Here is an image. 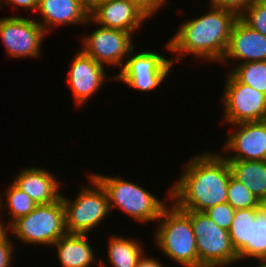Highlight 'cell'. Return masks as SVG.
<instances>
[{
  "label": "cell",
  "mask_w": 266,
  "mask_h": 267,
  "mask_svg": "<svg viewBox=\"0 0 266 267\" xmlns=\"http://www.w3.org/2000/svg\"><path fill=\"white\" fill-rule=\"evenodd\" d=\"M91 175L105 189L110 211L118 208L136 222H143L142 224L157 221L160 218L166 203L142 186L120 177H110L100 173H91Z\"/></svg>",
  "instance_id": "obj_4"
},
{
  "label": "cell",
  "mask_w": 266,
  "mask_h": 267,
  "mask_svg": "<svg viewBox=\"0 0 266 267\" xmlns=\"http://www.w3.org/2000/svg\"><path fill=\"white\" fill-rule=\"evenodd\" d=\"M257 267H266V262H261Z\"/></svg>",
  "instance_id": "obj_35"
},
{
  "label": "cell",
  "mask_w": 266,
  "mask_h": 267,
  "mask_svg": "<svg viewBox=\"0 0 266 267\" xmlns=\"http://www.w3.org/2000/svg\"><path fill=\"white\" fill-rule=\"evenodd\" d=\"M97 28L82 38V51L104 67L113 65L122 68L124 59L134 49L132 33L99 25Z\"/></svg>",
  "instance_id": "obj_11"
},
{
  "label": "cell",
  "mask_w": 266,
  "mask_h": 267,
  "mask_svg": "<svg viewBox=\"0 0 266 267\" xmlns=\"http://www.w3.org/2000/svg\"><path fill=\"white\" fill-rule=\"evenodd\" d=\"M8 235L6 229L0 228V267H10L12 258H14V244Z\"/></svg>",
  "instance_id": "obj_28"
},
{
  "label": "cell",
  "mask_w": 266,
  "mask_h": 267,
  "mask_svg": "<svg viewBox=\"0 0 266 267\" xmlns=\"http://www.w3.org/2000/svg\"><path fill=\"white\" fill-rule=\"evenodd\" d=\"M36 12H40V21H37L44 31L63 25H87L90 22L89 10L84 0H38Z\"/></svg>",
  "instance_id": "obj_16"
},
{
  "label": "cell",
  "mask_w": 266,
  "mask_h": 267,
  "mask_svg": "<svg viewBox=\"0 0 266 267\" xmlns=\"http://www.w3.org/2000/svg\"><path fill=\"white\" fill-rule=\"evenodd\" d=\"M225 82L221 98L224 123L232 125L266 120V94L240 83L230 72Z\"/></svg>",
  "instance_id": "obj_8"
},
{
  "label": "cell",
  "mask_w": 266,
  "mask_h": 267,
  "mask_svg": "<svg viewBox=\"0 0 266 267\" xmlns=\"http://www.w3.org/2000/svg\"><path fill=\"white\" fill-rule=\"evenodd\" d=\"M266 61V37L251 29L240 18L232 26L229 43L221 62ZM241 60V61H239Z\"/></svg>",
  "instance_id": "obj_15"
},
{
  "label": "cell",
  "mask_w": 266,
  "mask_h": 267,
  "mask_svg": "<svg viewBox=\"0 0 266 267\" xmlns=\"http://www.w3.org/2000/svg\"><path fill=\"white\" fill-rule=\"evenodd\" d=\"M227 202L235 209L259 207V199L240 181L230 175L227 187Z\"/></svg>",
  "instance_id": "obj_25"
},
{
  "label": "cell",
  "mask_w": 266,
  "mask_h": 267,
  "mask_svg": "<svg viewBox=\"0 0 266 267\" xmlns=\"http://www.w3.org/2000/svg\"><path fill=\"white\" fill-rule=\"evenodd\" d=\"M4 196L6 198L5 203L4 201H2V198H1L2 195L0 192V212L3 211L4 208L7 207L8 210L6 211H8L10 217L8 218L9 223L8 222L4 223L3 220L0 219V228L2 229H6L14 220L28 215L37 206V204L33 201V199H31L29 195H27L14 183L12 184L10 183L3 197Z\"/></svg>",
  "instance_id": "obj_22"
},
{
  "label": "cell",
  "mask_w": 266,
  "mask_h": 267,
  "mask_svg": "<svg viewBox=\"0 0 266 267\" xmlns=\"http://www.w3.org/2000/svg\"><path fill=\"white\" fill-rule=\"evenodd\" d=\"M46 35L37 20L18 15L0 18V38L11 58L40 57Z\"/></svg>",
  "instance_id": "obj_10"
},
{
  "label": "cell",
  "mask_w": 266,
  "mask_h": 267,
  "mask_svg": "<svg viewBox=\"0 0 266 267\" xmlns=\"http://www.w3.org/2000/svg\"><path fill=\"white\" fill-rule=\"evenodd\" d=\"M229 72L240 82L266 94V61L236 64Z\"/></svg>",
  "instance_id": "obj_24"
},
{
  "label": "cell",
  "mask_w": 266,
  "mask_h": 267,
  "mask_svg": "<svg viewBox=\"0 0 266 267\" xmlns=\"http://www.w3.org/2000/svg\"><path fill=\"white\" fill-rule=\"evenodd\" d=\"M256 217V207L235 210L234 219L229 229L232 246L238 254L239 261L248 258V241H250L251 218Z\"/></svg>",
  "instance_id": "obj_21"
},
{
  "label": "cell",
  "mask_w": 266,
  "mask_h": 267,
  "mask_svg": "<svg viewBox=\"0 0 266 267\" xmlns=\"http://www.w3.org/2000/svg\"><path fill=\"white\" fill-rule=\"evenodd\" d=\"M190 220L196 236L199 267H228L239 262L228 230L219 227L204 212L190 211Z\"/></svg>",
  "instance_id": "obj_7"
},
{
  "label": "cell",
  "mask_w": 266,
  "mask_h": 267,
  "mask_svg": "<svg viewBox=\"0 0 266 267\" xmlns=\"http://www.w3.org/2000/svg\"><path fill=\"white\" fill-rule=\"evenodd\" d=\"M67 72V83L72 90L76 105L82 106L103 86L108 76L104 66L86 55L82 50L76 52Z\"/></svg>",
  "instance_id": "obj_13"
},
{
  "label": "cell",
  "mask_w": 266,
  "mask_h": 267,
  "mask_svg": "<svg viewBox=\"0 0 266 267\" xmlns=\"http://www.w3.org/2000/svg\"><path fill=\"white\" fill-rule=\"evenodd\" d=\"M13 183L24 191L37 205L50 204L61 197L60 181L44 168L28 167L15 176Z\"/></svg>",
  "instance_id": "obj_17"
},
{
  "label": "cell",
  "mask_w": 266,
  "mask_h": 267,
  "mask_svg": "<svg viewBox=\"0 0 266 267\" xmlns=\"http://www.w3.org/2000/svg\"><path fill=\"white\" fill-rule=\"evenodd\" d=\"M142 9L149 17L158 12L166 3L167 0H130Z\"/></svg>",
  "instance_id": "obj_30"
},
{
  "label": "cell",
  "mask_w": 266,
  "mask_h": 267,
  "mask_svg": "<svg viewBox=\"0 0 266 267\" xmlns=\"http://www.w3.org/2000/svg\"><path fill=\"white\" fill-rule=\"evenodd\" d=\"M260 207L266 211V197L260 201Z\"/></svg>",
  "instance_id": "obj_34"
},
{
  "label": "cell",
  "mask_w": 266,
  "mask_h": 267,
  "mask_svg": "<svg viewBox=\"0 0 266 267\" xmlns=\"http://www.w3.org/2000/svg\"><path fill=\"white\" fill-rule=\"evenodd\" d=\"M231 175L261 201L266 197V160H227Z\"/></svg>",
  "instance_id": "obj_19"
},
{
  "label": "cell",
  "mask_w": 266,
  "mask_h": 267,
  "mask_svg": "<svg viewBox=\"0 0 266 267\" xmlns=\"http://www.w3.org/2000/svg\"><path fill=\"white\" fill-rule=\"evenodd\" d=\"M133 51L125 59L122 70L114 75L113 81H124L130 88L141 92L156 89L166 79L175 61L154 51L136 54Z\"/></svg>",
  "instance_id": "obj_9"
},
{
  "label": "cell",
  "mask_w": 266,
  "mask_h": 267,
  "mask_svg": "<svg viewBox=\"0 0 266 267\" xmlns=\"http://www.w3.org/2000/svg\"><path fill=\"white\" fill-rule=\"evenodd\" d=\"M208 8L209 11L202 16L181 23L166 43L167 50L177 55L174 60L193 54L195 59L221 62L232 26L239 17L230 10L210 5Z\"/></svg>",
  "instance_id": "obj_2"
},
{
  "label": "cell",
  "mask_w": 266,
  "mask_h": 267,
  "mask_svg": "<svg viewBox=\"0 0 266 267\" xmlns=\"http://www.w3.org/2000/svg\"><path fill=\"white\" fill-rule=\"evenodd\" d=\"M87 178L91 186L83 184L74 200L61 193L67 233L87 234L111 214L105 189L91 174Z\"/></svg>",
  "instance_id": "obj_5"
},
{
  "label": "cell",
  "mask_w": 266,
  "mask_h": 267,
  "mask_svg": "<svg viewBox=\"0 0 266 267\" xmlns=\"http://www.w3.org/2000/svg\"><path fill=\"white\" fill-rule=\"evenodd\" d=\"M204 213L219 227L229 231L234 219L235 209L228 202H225L210 207Z\"/></svg>",
  "instance_id": "obj_27"
},
{
  "label": "cell",
  "mask_w": 266,
  "mask_h": 267,
  "mask_svg": "<svg viewBox=\"0 0 266 267\" xmlns=\"http://www.w3.org/2000/svg\"><path fill=\"white\" fill-rule=\"evenodd\" d=\"M163 208L155 232L156 246L172 261L183 267H199L196 236L192 229L190 211L173 202Z\"/></svg>",
  "instance_id": "obj_3"
},
{
  "label": "cell",
  "mask_w": 266,
  "mask_h": 267,
  "mask_svg": "<svg viewBox=\"0 0 266 267\" xmlns=\"http://www.w3.org/2000/svg\"><path fill=\"white\" fill-rule=\"evenodd\" d=\"M103 1H107V0H84L85 5L87 7V9L90 11L94 6H96L98 3H101Z\"/></svg>",
  "instance_id": "obj_33"
},
{
  "label": "cell",
  "mask_w": 266,
  "mask_h": 267,
  "mask_svg": "<svg viewBox=\"0 0 266 267\" xmlns=\"http://www.w3.org/2000/svg\"><path fill=\"white\" fill-rule=\"evenodd\" d=\"M6 230L24 244L52 246L67 233L61 197L53 203L37 205L28 215L14 220Z\"/></svg>",
  "instance_id": "obj_6"
},
{
  "label": "cell",
  "mask_w": 266,
  "mask_h": 267,
  "mask_svg": "<svg viewBox=\"0 0 266 267\" xmlns=\"http://www.w3.org/2000/svg\"><path fill=\"white\" fill-rule=\"evenodd\" d=\"M254 258L266 262V211L256 207V217L251 218L250 241H248V259Z\"/></svg>",
  "instance_id": "obj_23"
},
{
  "label": "cell",
  "mask_w": 266,
  "mask_h": 267,
  "mask_svg": "<svg viewBox=\"0 0 266 267\" xmlns=\"http://www.w3.org/2000/svg\"><path fill=\"white\" fill-rule=\"evenodd\" d=\"M230 175L228 162L221 153L204 152L190 159L166 196L182 210L204 212L227 202Z\"/></svg>",
  "instance_id": "obj_1"
},
{
  "label": "cell",
  "mask_w": 266,
  "mask_h": 267,
  "mask_svg": "<svg viewBox=\"0 0 266 267\" xmlns=\"http://www.w3.org/2000/svg\"><path fill=\"white\" fill-rule=\"evenodd\" d=\"M239 18L266 37V0H254Z\"/></svg>",
  "instance_id": "obj_26"
},
{
  "label": "cell",
  "mask_w": 266,
  "mask_h": 267,
  "mask_svg": "<svg viewBox=\"0 0 266 267\" xmlns=\"http://www.w3.org/2000/svg\"><path fill=\"white\" fill-rule=\"evenodd\" d=\"M5 3L9 6L12 5V7L18 8L23 7V9L27 11L35 12L38 5V0H6ZM3 7V2L0 1V8Z\"/></svg>",
  "instance_id": "obj_31"
},
{
  "label": "cell",
  "mask_w": 266,
  "mask_h": 267,
  "mask_svg": "<svg viewBox=\"0 0 266 267\" xmlns=\"http://www.w3.org/2000/svg\"><path fill=\"white\" fill-rule=\"evenodd\" d=\"M108 243L107 257L111 267H136L145 254L143 244L131 238L112 235Z\"/></svg>",
  "instance_id": "obj_20"
},
{
  "label": "cell",
  "mask_w": 266,
  "mask_h": 267,
  "mask_svg": "<svg viewBox=\"0 0 266 267\" xmlns=\"http://www.w3.org/2000/svg\"><path fill=\"white\" fill-rule=\"evenodd\" d=\"M237 128L227 134L224 153L226 160H266V120L232 124ZM235 152V153H234ZM233 155V156H232Z\"/></svg>",
  "instance_id": "obj_12"
},
{
  "label": "cell",
  "mask_w": 266,
  "mask_h": 267,
  "mask_svg": "<svg viewBox=\"0 0 266 267\" xmlns=\"http://www.w3.org/2000/svg\"><path fill=\"white\" fill-rule=\"evenodd\" d=\"M254 0H209L210 6L234 12L238 17L253 3Z\"/></svg>",
  "instance_id": "obj_29"
},
{
  "label": "cell",
  "mask_w": 266,
  "mask_h": 267,
  "mask_svg": "<svg viewBox=\"0 0 266 267\" xmlns=\"http://www.w3.org/2000/svg\"><path fill=\"white\" fill-rule=\"evenodd\" d=\"M136 267H163V264L156 258L144 255Z\"/></svg>",
  "instance_id": "obj_32"
},
{
  "label": "cell",
  "mask_w": 266,
  "mask_h": 267,
  "mask_svg": "<svg viewBox=\"0 0 266 267\" xmlns=\"http://www.w3.org/2000/svg\"><path fill=\"white\" fill-rule=\"evenodd\" d=\"M90 23L135 33L150 17L130 0H107L98 3L89 12Z\"/></svg>",
  "instance_id": "obj_14"
},
{
  "label": "cell",
  "mask_w": 266,
  "mask_h": 267,
  "mask_svg": "<svg viewBox=\"0 0 266 267\" xmlns=\"http://www.w3.org/2000/svg\"><path fill=\"white\" fill-rule=\"evenodd\" d=\"M88 234L66 233L52 247L56 246L61 267H90L97 262L99 267H107L105 262L97 260Z\"/></svg>",
  "instance_id": "obj_18"
}]
</instances>
